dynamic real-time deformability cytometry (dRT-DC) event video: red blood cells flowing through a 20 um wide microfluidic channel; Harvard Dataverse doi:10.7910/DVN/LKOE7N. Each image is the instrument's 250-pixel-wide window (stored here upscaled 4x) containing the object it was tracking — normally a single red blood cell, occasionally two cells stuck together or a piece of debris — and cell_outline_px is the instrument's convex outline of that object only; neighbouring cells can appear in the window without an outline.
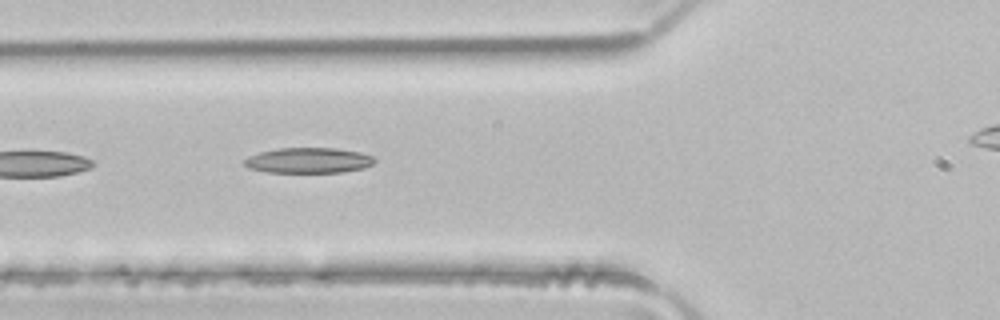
{"species": "common noctule bat (a hibernating species)", "species_latin": "Nyctalus noctula", "temperature_condition": "room temperature", "stored_images_in_passage": 4, "camera_frame_rate_fps": 3000, "um_per_image_px": 0.085, "animal": {"sex": "male", "body_mass_g": 21.5, "forearm_length_mm": 52.0}, "frame": {"image": 1, "passage_image": 3, "time_ms": 0.667, "image_size_px": [1000, 320], "cell_outline_px": [[376, 160], [372, 164], [364, 168], [340, 172], [268, 172], [248, 168], [244, 164], [244, 160], [248, 156], [260, 152], [280, 148], [336, 148], [360, 152], [372, 156]], "centroid_in_image_um": [26.22, 13.63], "position_along_channel_um": 99.6, "area_um2": 19.19}}